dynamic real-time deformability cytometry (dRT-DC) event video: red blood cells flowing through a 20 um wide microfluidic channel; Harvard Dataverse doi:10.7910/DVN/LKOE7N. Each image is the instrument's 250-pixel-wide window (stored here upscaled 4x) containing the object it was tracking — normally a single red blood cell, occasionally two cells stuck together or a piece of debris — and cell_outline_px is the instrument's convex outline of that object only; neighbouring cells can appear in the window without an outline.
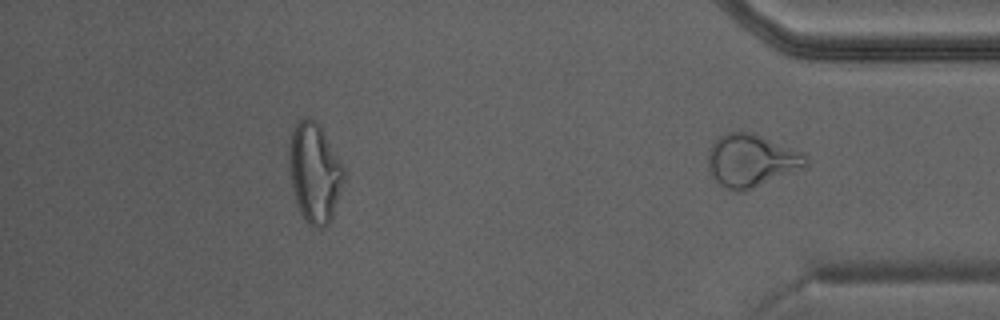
{"species": "Egyptian fruit bat (a non-hibernating species)", "species_latin": "Rousettus aegyptiacus", "temperature_condition": "warm", "stored_images_in_passage": 37, "camera_frame_rate_fps": 3000, "um_per_image_px": 0.085, "animal": {"sex": "male"}, "frame": {"image": 1, "passage_image": 37, "time_ms": 12.0, "image_size_px": [1000, 320], "cell_outline_px": [[808, 164], [752, 188], [728, 188], [716, 184], [712, 176], [708, 164], [708, 148], [716, 136], [728, 132], [748, 132], [760, 136], [800, 152], [808, 156]], "centroid_in_image_um": [63.77, 13.6], "position_along_channel_um": 371.4, "area_um2": 29.02}}